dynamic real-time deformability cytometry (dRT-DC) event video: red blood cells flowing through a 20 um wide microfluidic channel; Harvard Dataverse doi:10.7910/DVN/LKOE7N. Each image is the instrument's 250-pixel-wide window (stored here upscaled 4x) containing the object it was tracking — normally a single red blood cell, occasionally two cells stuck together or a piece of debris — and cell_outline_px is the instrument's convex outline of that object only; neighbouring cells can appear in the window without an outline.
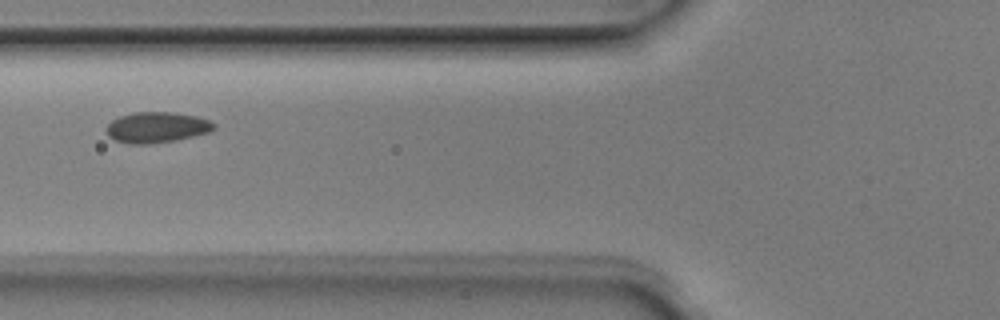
{"species": "Egyptian fruit bat (a non-hibernating species)", "species_latin": "Rousettus aegyptiacus", "temperature_condition": "room temperature", "stored_images_in_passage": 7, "camera_frame_rate_fps": 3000, "um_per_image_px": 0.085, "animal": {"sex": "male"}, "frame": {"image": 1, "passage_image": 4, "time_ms": 1.0, "image_size_px": [1000, 320], "cell_outline_px": [[216, 128], [212, 132], [176, 140], [148, 144], [128, 144], [116, 140], [108, 136], [104, 128], [112, 120], [120, 116], [132, 112], [172, 112], [196, 116], [208, 120], [216, 124]], "centroid_in_image_um": [13.32, 10.83], "position_along_channel_um": 112.5, "area_um2": 19.48}}
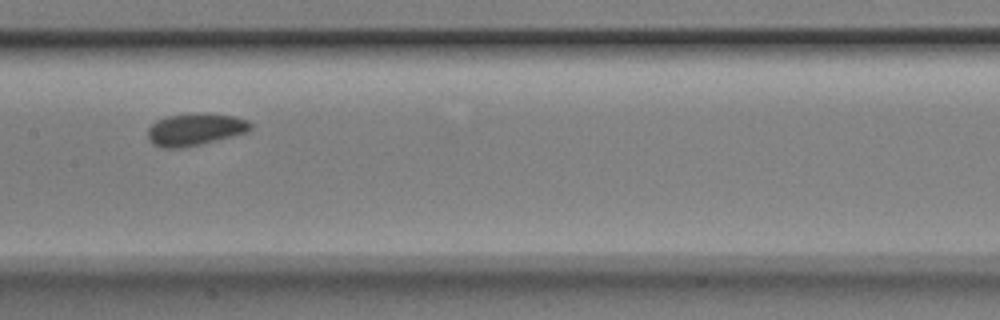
{"frame": {"image": 2, "passage_image": 6, "time_ms": 1.667, "image_size_px": [1000, 320], "cell_outline_px": [[252, 128], [244, 132], [232, 136], [200, 144], [180, 148], [160, 148], [152, 144], [148, 140], [148, 128], [156, 120], [168, 116], [192, 112], [200, 112], [236, 116], [248, 120], [252, 124]], "centroid_in_image_um": [16.55, 10.98], "position_along_channel_um": 190.8, "area_um2": 19.48}}
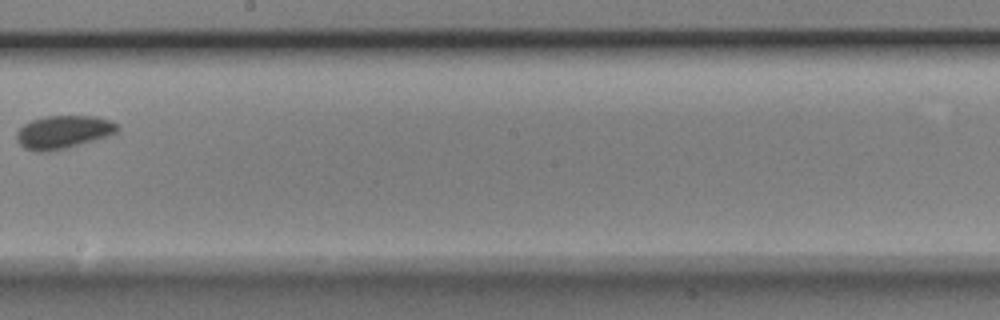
{"frame": {"image": 3, "passage_image": 7, "time_ms": 2.0, "image_size_px": [1000, 320], "cell_outline_px": [[120, 128], [116, 132], [108, 136], [80, 144], [48, 152], [36, 152], [24, 148], [16, 140], [16, 132], [24, 124], [32, 120], [44, 116], [96, 116], [120, 124]], "centroid_in_image_um": [5.37, 11.22], "position_along_channel_um": 242.8, "area_um2": 19.48}}